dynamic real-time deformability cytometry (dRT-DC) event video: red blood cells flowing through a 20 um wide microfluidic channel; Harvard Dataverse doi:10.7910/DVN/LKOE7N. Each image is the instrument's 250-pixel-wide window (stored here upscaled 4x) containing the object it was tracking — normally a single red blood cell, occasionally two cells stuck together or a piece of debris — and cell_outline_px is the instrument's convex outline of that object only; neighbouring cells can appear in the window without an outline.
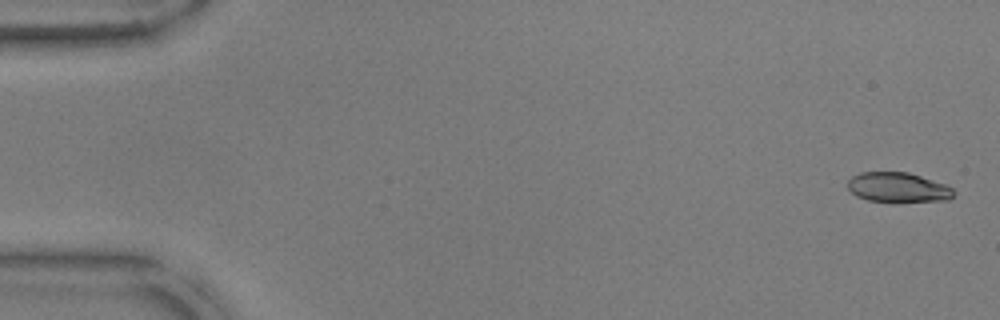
{"species": "common noctule bat (a hibernating species)", "species_latin": "Nyctalus noctula", "temperature_condition": "warm", "stored_images_in_passage": 53, "camera_frame_rate_fps": 3000, "um_per_image_px": 0.085, "animal": {"sex": "male", "body_mass_g": 17.9, "forearm_length_mm": 54.2}, "frame": {"image": 1, "passage_image": 2, "time_ms": 0.333, "image_size_px": [1000, 320], "cell_outline_px": [[956, 192], [948, 200], [868, 200], [856, 196], [848, 188], [848, 180], [852, 176], [860, 172], [908, 172], [944, 184], [952, 188]], "centroid_in_image_um": [76.3, 15.9], "position_along_channel_um": 8.7, "area_um2": 17.8}}
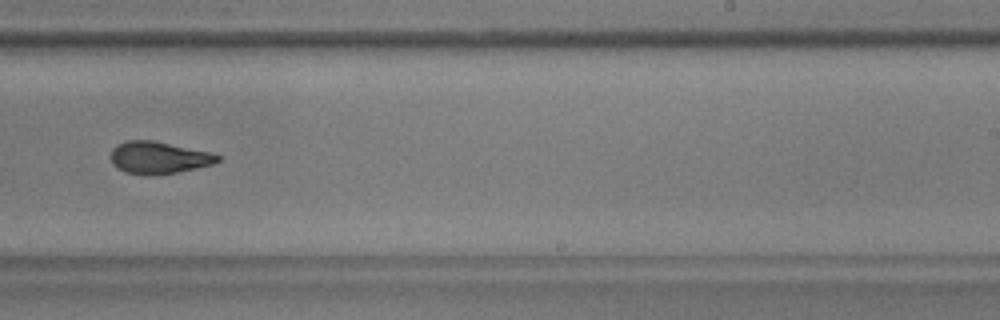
{"frame": {"image": 2, "passage_image": 34, "time_ms": 11.0, "image_size_px": [1000, 320], "cell_outline_px": [[220, 160], [212, 164], [196, 168], [176, 172], [148, 176], [144, 176], [124, 172], [112, 164], [112, 148], [116, 144], [124, 140], [152, 140], [208, 152], [220, 156]], "centroid_in_image_um": [13.43, 13.4], "position_along_channel_um": 275.6, "area_um2": 19.94}}
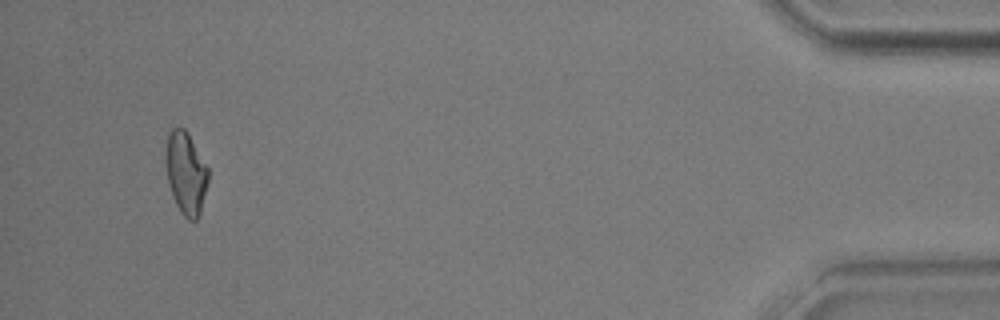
{"frame": {"image": 3, "passage_image": 51, "time_ms": 16.667, "image_size_px": [1000, 320], "cell_outline_px": [[208, 184], [200, 216], [196, 220], [188, 220], [180, 212], [176, 204], [168, 184], [164, 160], [168, 132], [172, 128], [184, 128], [188, 132], [208, 168]], "centroid_in_image_um": [15.79, 14.72], "position_along_channel_um": 419.4, "area_um2": 20.75}, "authors_computed_cell_mechanics": {"area_um2": 20.23, "velocity_mm_per_s": 3.8047, "shape_relaxation_time_tau1_ms": null, "shape_relaxation_time_tau2_ms": 2.4382, "deformation_change_tau1": null, "deformation_change_tau2": 0.1008}}